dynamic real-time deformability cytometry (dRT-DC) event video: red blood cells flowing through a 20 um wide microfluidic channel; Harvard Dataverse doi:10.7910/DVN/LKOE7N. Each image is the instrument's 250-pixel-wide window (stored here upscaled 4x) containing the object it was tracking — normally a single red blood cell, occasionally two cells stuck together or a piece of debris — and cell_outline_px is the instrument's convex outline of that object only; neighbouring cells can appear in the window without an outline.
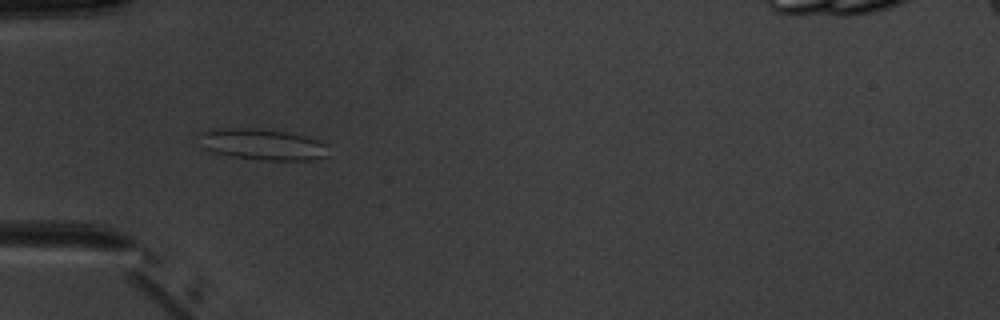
{"species": "common noctule bat (a hibernating species)", "species_latin": "Nyctalus noctula", "temperature_condition": "warm", "stored_images_in_passage": 4, "camera_frame_rate_fps": 3000, "um_per_image_px": 0.085, "animal": {"sex": "male", "body_mass_g": 20.1, "forearm_length_mm": 53.5}, "frame": {"image": 1, "passage_image": 3, "time_ms": 3.333, "image_size_px": [1000, 320], "cell_outline_px": [[328, 156], [312, 160], [260, 160], [232, 156], [212, 152], [204, 148], [196, 136], [196, 132], [208, 128], [252, 128], [284, 132], [304, 136], [328, 144]], "centroid_in_image_um": [22.23, 12.27], "position_along_channel_um": 62.8, "area_um2": 23.81}}
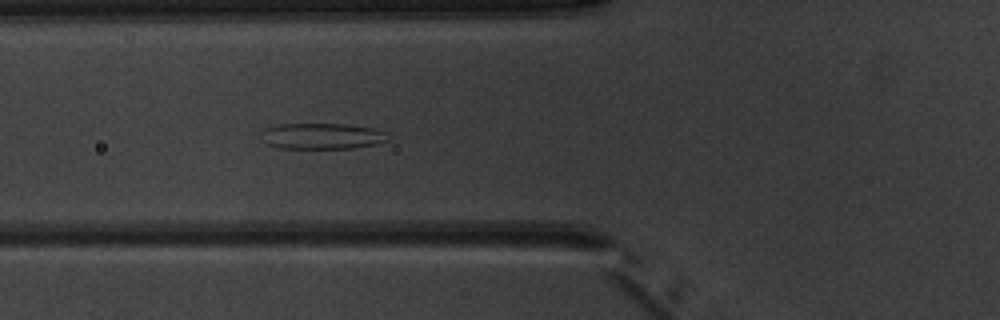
{"frame": {"image": 2, "passage_image": 4, "time_ms": 4.333, "image_size_px": [1000, 320], "cell_outline_px": [[388, 140], [376, 144], [352, 148], [280, 148], [268, 144], [260, 140], [260, 132], [264, 128], [280, 124], [348, 124], [376, 128], [388, 132]], "centroid_in_image_um": [27.36, 11.56], "position_along_channel_um": 98.4, "area_um2": 19.48}}